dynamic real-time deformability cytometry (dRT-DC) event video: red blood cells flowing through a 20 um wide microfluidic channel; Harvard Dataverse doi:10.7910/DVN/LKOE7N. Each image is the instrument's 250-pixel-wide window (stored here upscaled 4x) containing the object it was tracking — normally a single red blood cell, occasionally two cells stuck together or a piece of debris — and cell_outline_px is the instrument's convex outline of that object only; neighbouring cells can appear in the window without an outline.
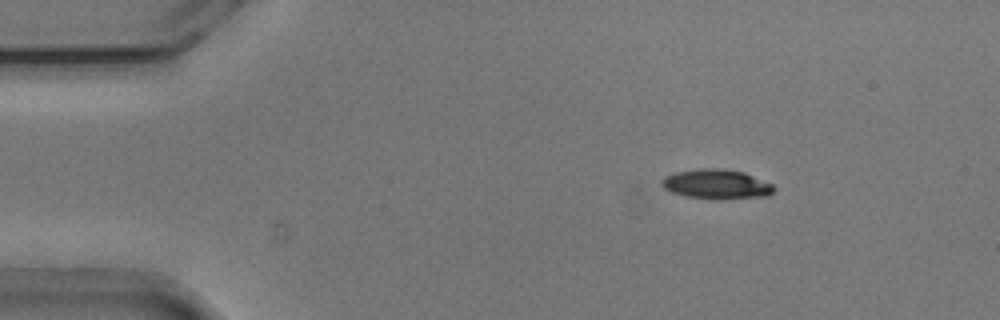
{"species": "common noctule bat (a hibernating species)", "species_latin": "Nyctalus noctula", "temperature_condition": "cold", "stored_images_in_passage": 46, "camera_frame_rate_fps": 3000, "um_per_image_px": 0.085, "animal": {"sex": "male", "body_mass_g": 20.5, "forearm_length_mm": 52.5}, "frame": {"image": 1, "passage_image": 1, "time_ms": 0.0, "image_size_px": [1000, 320], "cell_outline_px": [[776, 188], [768, 196], [716, 200], [684, 196], [672, 192], [664, 188], [660, 184], [660, 180], [664, 176], [676, 172], [700, 168], [720, 168], [744, 172], [772, 184]], "centroid_in_image_um": [60.88, 15.66], "position_along_channel_um": 24.1, "area_um2": 19.59}}
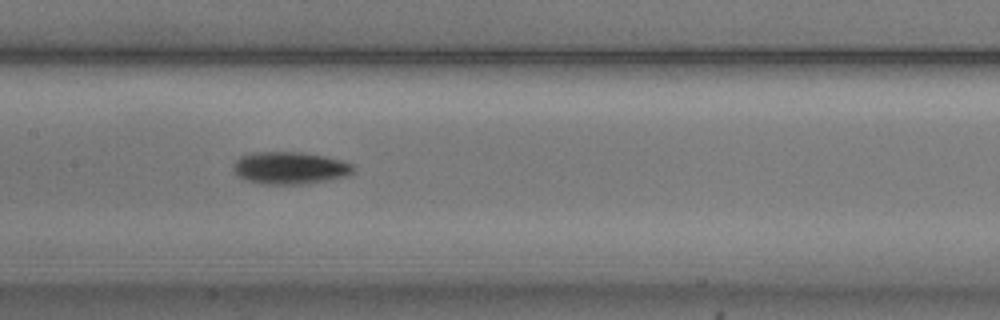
{"frame": {"image": 2, "passage_image": 19, "time_ms": 6.0, "image_size_px": [1000, 320], "cell_outline_px": [[356, 168], [352, 176], [304, 184], [264, 184], [248, 180], [236, 176], [232, 168], [236, 160], [240, 156], [252, 152], [300, 152], [328, 156], [352, 164]], "centroid_in_image_um": [24.68, 14.27], "position_along_channel_um": 182.7, "area_um2": 22.95}}
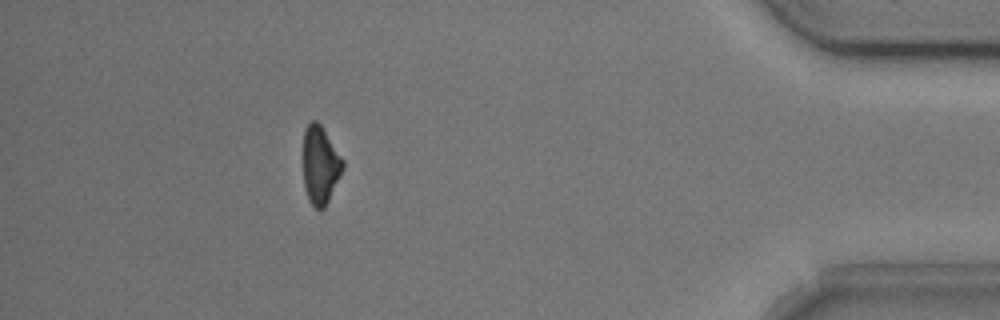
{"frame": {"image": 3, "passage_image": 41, "time_ms": 13.333, "image_size_px": [1000, 320], "cell_outline_px": [[344, 168], [324, 208], [316, 208], [308, 200], [304, 188], [304, 128], [312, 120], [316, 120], [320, 124], [344, 160]], "centroid_in_image_um": [27.22, 14.01], "position_along_channel_um": 408.0, "area_um2": 17.8}, "authors_computed_cell_mechanics": {"area_um2": 20.0566, "velocity_mm_per_s": 3.786, "shape_relaxation_time_tau1_ms": 2.4624, "shape_relaxation_time_tau2_ms": null, "deformation_change_tau1": 0.1032, "deformation_change_tau2": null}}